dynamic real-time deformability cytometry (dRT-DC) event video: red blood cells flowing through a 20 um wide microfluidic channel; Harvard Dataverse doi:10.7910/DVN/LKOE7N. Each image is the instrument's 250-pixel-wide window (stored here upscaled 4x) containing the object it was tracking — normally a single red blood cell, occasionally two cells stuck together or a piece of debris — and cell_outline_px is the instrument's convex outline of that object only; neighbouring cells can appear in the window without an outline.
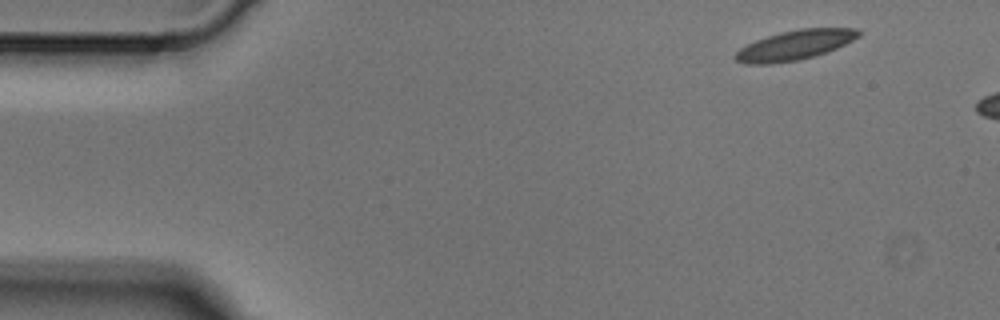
{"species": "Egyptian fruit bat (a non-hibernating species)", "species_latin": "Rousettus aegyptiacus", "temperature_condition": "cold", "stored_images_in_passage": 3, "camera_frame_rate_fps": 3000, "um_per_image_px": 0.085, "animal": {"sex": "male"}, "frame": {"image": 1, "passage_image": 1, "time_ms": 0.0, "image_size_px": [1000, 320], "cell_outline_px": [[860, 36], [836, 48], [800, 60], [772, 64], [744, 64], [736, 60], [732, 56], [740, 48], [756, 40], [780, 32], [800, 28], [856, 28], [860, 32]], "centroid_in_image_um": [67.52, 3.84], "position_along_channel_um": 17.5, "area_um2": 21.21}}